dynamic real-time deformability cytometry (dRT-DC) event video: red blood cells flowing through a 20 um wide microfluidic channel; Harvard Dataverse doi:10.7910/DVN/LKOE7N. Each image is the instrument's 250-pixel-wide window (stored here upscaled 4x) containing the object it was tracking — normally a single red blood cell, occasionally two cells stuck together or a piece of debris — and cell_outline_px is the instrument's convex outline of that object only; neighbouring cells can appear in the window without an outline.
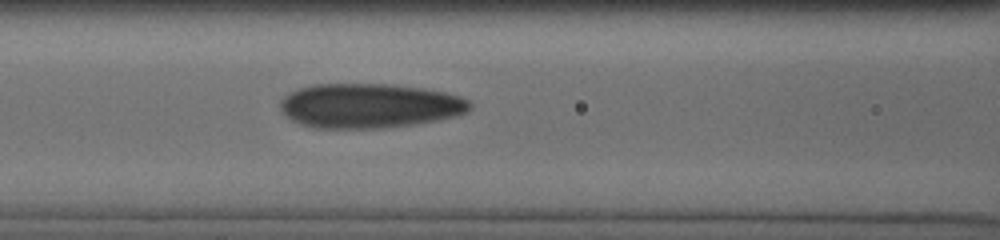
{"species": "human", "species_latin": "Homo sapiens", "temperature_condition": "cold", "stored_images_in_passage": 5, "camera_frame_rate_fps": 3000, "um_per_image_px": 0.085, "donor": {"sex": "male"}, "frame": {"image": 1, "passage_image": 5, "time_ms": 3.667, "image_size_px": [1000, 240], "cell_outline_px": [[472, 108], [468, 112], [456, 116], [436, 120], [412, 124], [376, 128], [312, 128], [300, 124], [292, 120], [280, 108], [280, 100], [284, 96], [300, 88], [316, 84], [392, 84], [424, 88], [444, 92], [460, 96], [468, 100], [472, 104]], "centroid_in_image_um": [31.42, 8.98], "position_along_channel_um": 135.2, "area_um2": 49.19}}